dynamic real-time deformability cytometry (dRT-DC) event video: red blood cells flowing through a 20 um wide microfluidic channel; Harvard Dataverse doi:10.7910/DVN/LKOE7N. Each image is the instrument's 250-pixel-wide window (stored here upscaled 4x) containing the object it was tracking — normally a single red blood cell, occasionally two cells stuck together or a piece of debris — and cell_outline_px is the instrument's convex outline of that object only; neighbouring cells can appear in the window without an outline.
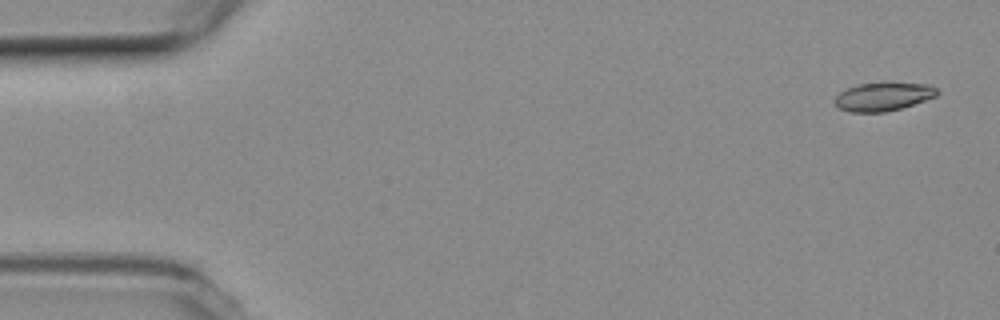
{"species": "common noctule bat (a hibernating species)", "species_latin": "Nyctalus noctula", "temperature_condition": "room temperature", "stored_images_in_passage": 55, "segment_of_instrument_passage": [1, 2], "camera_frame_rate_fps": 3000, "um_per_image_px": 0.085, "animal": {"sex": "female", "body_mass_g": 19.3, "forearm_length_mm": 54.1}, "frame": {"image": 1, "passage_image": 2, "time_ms": 0.333, "image_size_px": [1000, 320], "cell_outline_px": [[940, 92], [936, 96], [900, 108], [884, 112], [852, 112], [840, 108], [836, 104], [836, 96], [840, 92], [856, 84], [928, 84], [936, 88]], "centroid_in_image_um": [75.07, 8.22], "position_along_channel_um": 9.9, "area_um2": 16.3}}
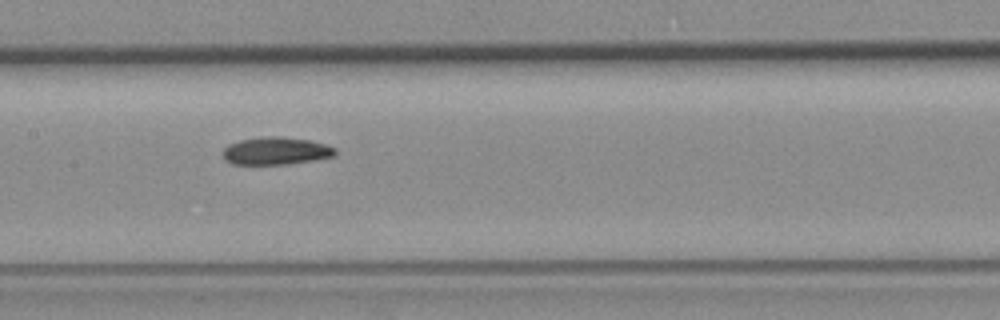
{"frame": {"image": 2, "passage_image": 26, "time_ms": 8.333, "image_size_px": [1000, 320], "cell_outline_px": [[336, 156], [288, 164], [232, 164], [224, 160], [224, 148], [228, 144], [240, 140], [264, 136], [280, 136], [312, 140], [336, 148]], "centroid_in_image_um": [23.46, 12.82], "position_along_channel_um": 183.9, "area_um2": 18.15}}
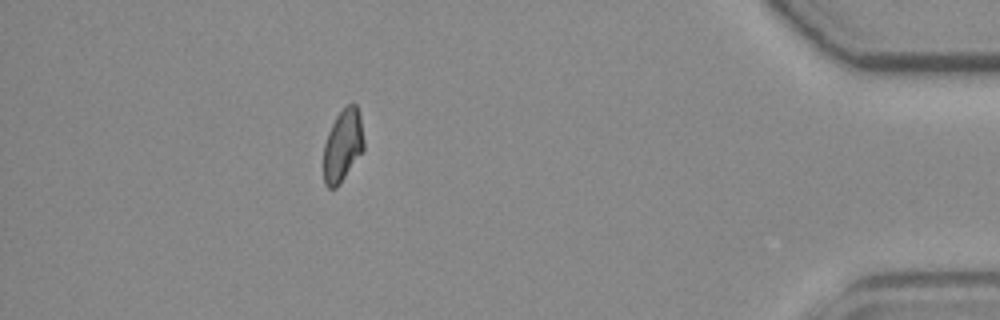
{"frame": {"image": 3, "passage_image": 48, "time_ms": 15.667, "image_size_px": [1000, 320], "cell_outline_px": [[364, 148], [340, 184], [336, 188], [328, 188], [324, 184], [324, 144], [328, 132], [336, 116], [352, 100], [356, 104], [360, 116], [364, 140]], "centroid_in_image_um": [29.13, 12.35], "position_along_channel_um": 406.1, "area_um2": 16.94}}